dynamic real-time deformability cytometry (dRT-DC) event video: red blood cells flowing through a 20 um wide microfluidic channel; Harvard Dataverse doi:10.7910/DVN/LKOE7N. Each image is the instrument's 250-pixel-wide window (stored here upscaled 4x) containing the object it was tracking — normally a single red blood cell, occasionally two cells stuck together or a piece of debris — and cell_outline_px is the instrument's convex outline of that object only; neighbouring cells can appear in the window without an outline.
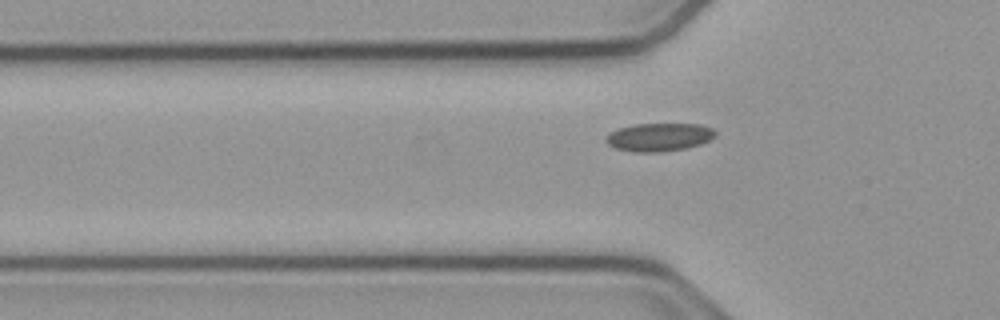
{"species": "common noctule bat (a hibernating species)", "species_latin": "Nyctalus noctula", "temperature_condition": "cold", "stored_images_in_passage": 35, "camera_frame_rate_fps": 3000, "um_per_image_px": 0.085, "animal": {"sex": "male", "body_mass_g": 23.1, "forearm_length_mm": 52.7}, "frame": {"image": 1, "passage_image": 3, "time_ms": 0.667, "image_size_px": [1000, 320], "cell_outline_px": [[716, 136], [700, 144], [684, 148], [656, 152], [636, 152], [616, 148], [608, 144], [604, 140], [612, 132], [620, 128], [632, 124], [700, 124], [712, 128], [716, 132]], "centroid_in_image_um": [56.04, 11.64], "position_along_channel_um": 69.8, "area_um2": 17.69}}
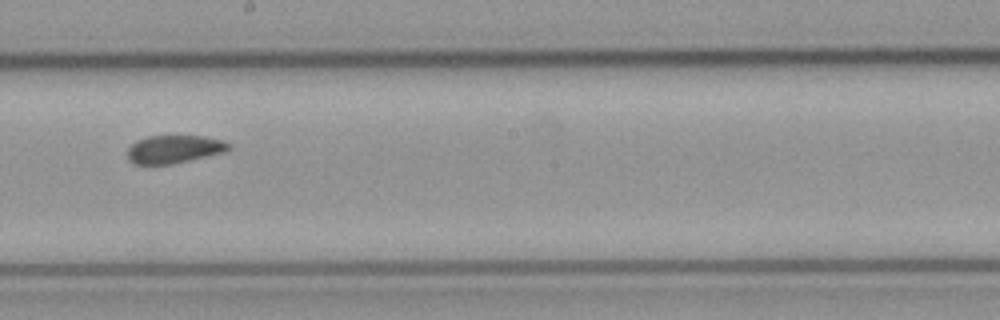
{"frame": {"image": 2, "passage_image": 16, "time_ms": 5.0, "image_size_px": [1000, 320], "cell_outline_px": [[232, 148], [224, 152], [172, 164], [132, 164], [128, 160], [128, 148], [136, 140], [148, 136], [204, 136], [220, 140], [232, 144]], "centroid_in_image_um": [14.79, 12.68], "position_along_channel_um": 233.4, "area_um2": 16.53}}
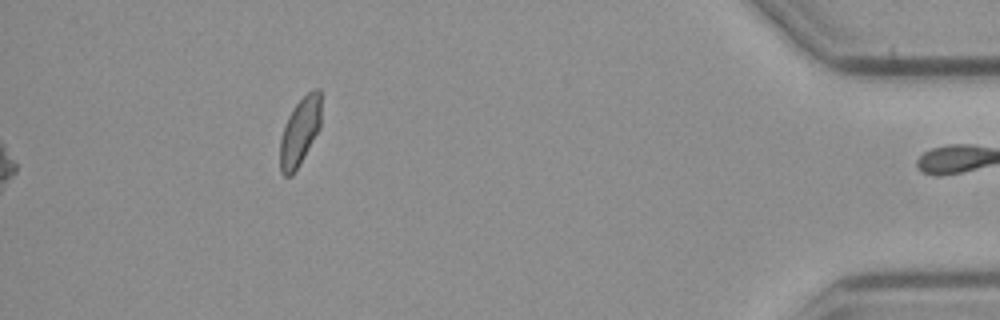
{"frame": {"image": 3, "passage_image": 35, "time_ms": 11.333, "image_size_px": [1000, 320], "cell_outline_px": [[320, 128], [304, 156], [292, 176], [284, 176], [280, 172], [280, 140], [288, 116], [296, 104], [312, 88], [320, 88]], "centroid_in_image_um": [25.48, 11.19], "position_along_channel_um": 409.7, "area_um2": 16.07}, "authors_computed_cell_mechanics": {"area_um2": 17.051, "velocity_mm_per_s": 3.7448, "shape_relaxation_time_tau1_ms": null, "shape_relaxation_time_tau2_ms": 1.4052, "deformation_change_tau1": null, "deformation_change_tau2": 0.0624}}